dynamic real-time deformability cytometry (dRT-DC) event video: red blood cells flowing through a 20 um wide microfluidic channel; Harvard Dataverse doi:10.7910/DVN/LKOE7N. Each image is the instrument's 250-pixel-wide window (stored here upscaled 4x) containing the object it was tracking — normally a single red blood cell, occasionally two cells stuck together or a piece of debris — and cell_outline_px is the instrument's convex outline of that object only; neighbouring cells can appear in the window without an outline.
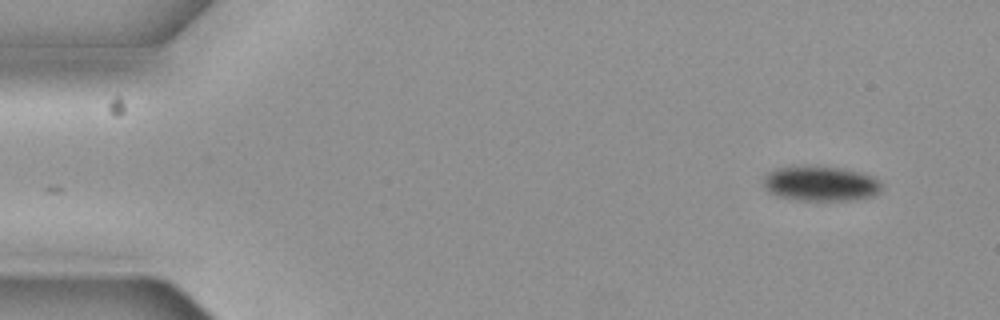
{"species": "common noctule bat (a hibernating species)", "species_latin": "Nyctalus noctula", "temperature_condition": "cold", "stored_images_in_passage": 3, "camera_frame_rate_fps": 3000, "um_per_image_px": 0.085, "animal": {"sex": "female", "body_mass_g": 19.3, "forearm_length_mm": 54.1}, "frame": {"image": 1, "passage_image": 1, "time_ms": 0.0, "image_size_px": [1000, 320], "cell_outline_px": [[880, 192], [872, 196], [852, 200], [796, 200], [776, 196], [768, 192], [764, 184], [764, 176], [768, 172], [776, 168], [792, 164], [820, 164], [844, 168], [860, 172], [872, 176], [880, 184]], "centroid_in_image_um": [69.68, 15.56], "position_along_channel_um": 15.3, "area_um2": 24.85}}